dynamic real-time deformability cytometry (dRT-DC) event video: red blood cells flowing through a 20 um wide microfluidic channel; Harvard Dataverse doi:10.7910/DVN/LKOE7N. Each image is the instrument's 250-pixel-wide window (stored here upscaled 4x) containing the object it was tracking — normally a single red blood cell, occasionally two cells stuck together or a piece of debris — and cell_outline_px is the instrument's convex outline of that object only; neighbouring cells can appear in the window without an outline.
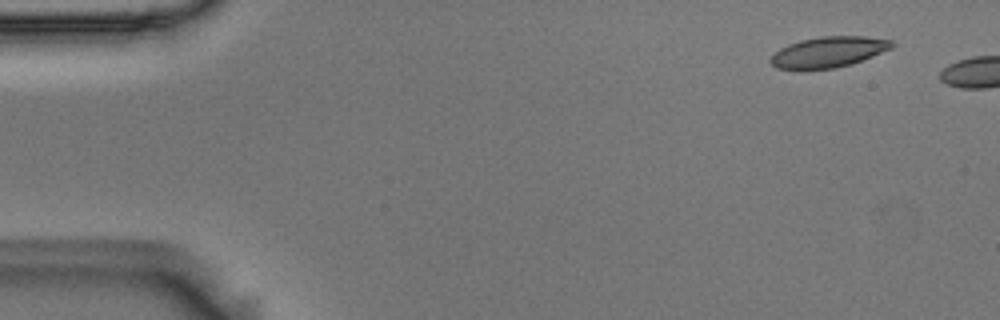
{"species": "Egyptian fruit bat (a non-hibernating species)", "species_latin": "Rousettus aegyptiacus", "temperature_condition": "room temperature", "stored_images_in_passage": 3, "camera_frame_rate_fps": 3000, "um_per_image_px": 0.085, "animal": {"sex": "male"}, "frame": {"image": 1, "passage_image": 2, "time_ms": 0.333, "image_size_px": [1000, 320], "cell_outline_px": [[896, 44], [892, 48], [852, 64], [836, 68], [800, 72], [796, 72], [776, 68], [768, 60], [780, 48], [788, 44], [800, 40], [820, 36], [868, 36], [892, 40]], "centroid_in_image_um": [70.37, 4.46], "position_along_channel_um": 14.6, "area_um2": 22.48}}